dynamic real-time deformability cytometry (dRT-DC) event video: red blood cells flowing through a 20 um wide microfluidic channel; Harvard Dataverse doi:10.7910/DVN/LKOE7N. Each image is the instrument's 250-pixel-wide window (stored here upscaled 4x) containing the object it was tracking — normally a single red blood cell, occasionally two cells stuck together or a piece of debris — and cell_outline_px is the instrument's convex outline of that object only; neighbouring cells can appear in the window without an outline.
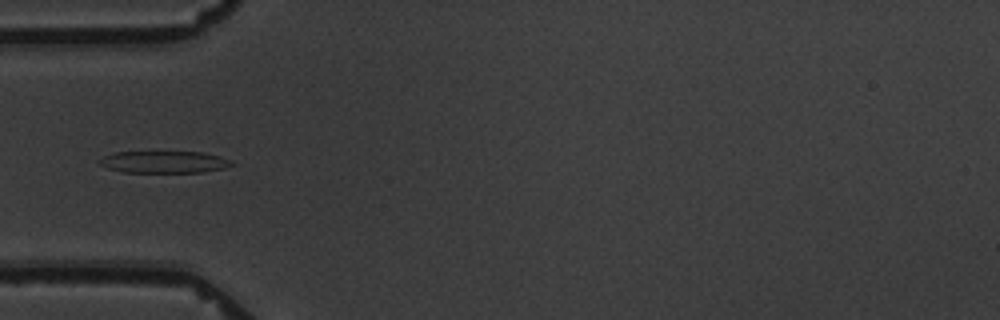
{"species": "common noctule bat (a hibernating species)", "species_latin": "Nyctalus noctula", "temperature_condition": "warm", "stored_images_in_passage": 5, "camera_frame_rate_fps": 3000, "um_per_image_px": 0.085, "animal": {"sex": "male", "body_mass_g": 19.5, "forearm_length_mm": 54.6}, "frame": {"image": 1, "passage_image": 4, "time_ms": 4.0, "image_size_px": [1000, 320], "cell_outline_px": [[236, 164], [224, 168], [200, 172], [124, 172], [108, 168], [100, 164], [100, 160], [104, 156], [116, 152], [204, 152], [220, 156], [232, 160]], "centroid_in_image_um": [14.01, 13.76], "position_along_channel_um": 71.0, "area_um2": 16.82}}
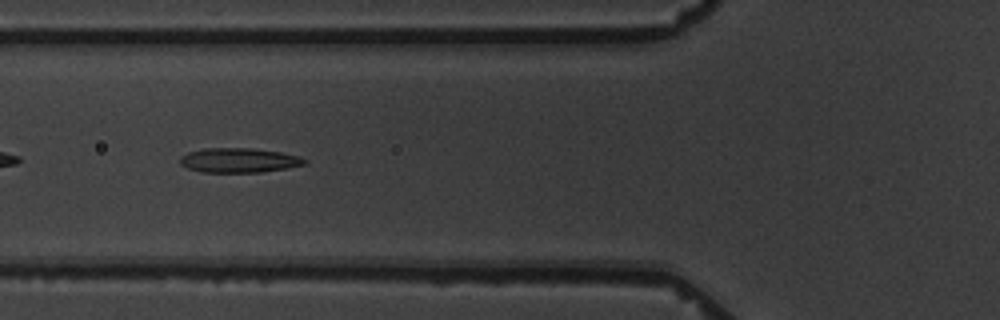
{"frame": {"image": 2, "passage_image": 5, "time_ms": 5.0, "image_size_px": [1000, 320], "cell_outline_px": [[308, 160], [304, 164], [288, 168], [260, 172], [200, 172], [188, 168], [180, 164], [180, 156], [188, 152], [204, 148], [252, 148], [280, 152], [300, 156]], "centroid_in_image_um": [20.3, 13.62], "position_along_channel_um": 105.5, "area_um2": 17.86}}